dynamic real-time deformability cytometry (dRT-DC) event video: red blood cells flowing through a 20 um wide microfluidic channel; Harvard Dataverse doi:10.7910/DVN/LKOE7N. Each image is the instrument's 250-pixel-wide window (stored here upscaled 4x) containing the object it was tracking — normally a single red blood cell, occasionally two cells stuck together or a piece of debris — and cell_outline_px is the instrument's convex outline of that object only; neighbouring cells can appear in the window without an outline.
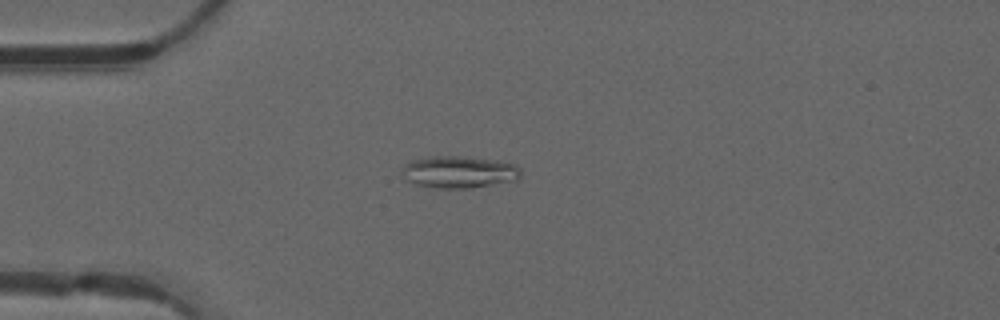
{"species": "common noctule bat (a hibernating species)", "species_latin": "Nyctalus noctula", "temperature_condition": "warm", "stored_images_in_passage": 48, "camera_frame_rate_fps": 3000, "um_per_image_px": 0.085, "animal": {"sex": "male", "forearm_length_mm": 52.5}, "frame": {"image": 1, "passage_image": 12, "time_ms": 3.667, "image_size_px": [1000, 320], "cell_outline_px": [[520, 176], [516, 180], [468, 188], [436, 188], [416, 184], [404, 180], [400, 172], [404, 164], [416, 160], [432, 156], [460, 156], [492, 160], [516, 164], [520, 168]], "centroid_in_image_um": [38.97, 14.62], "position_along_channel_um": 46.0, "area_um2": 22.02}}
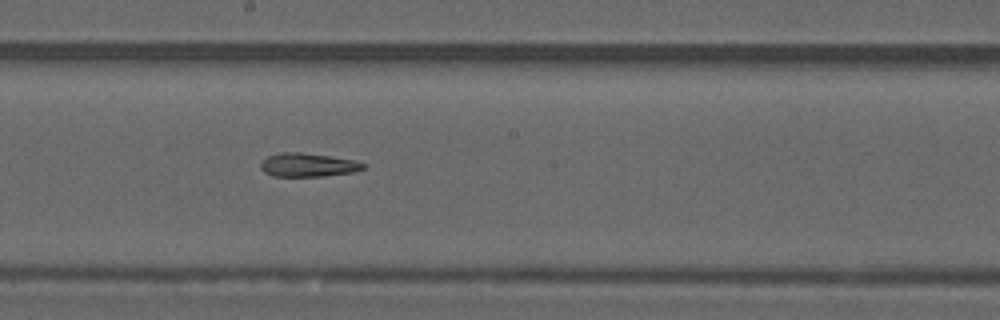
{"frame": {"image": 2, "passage_image": 26, "time_ms": 8.333, "image_size_px": [1000, 320], "cell_outline_px": [[364, 168], [352, 172], [324, 176], [272, 176], [264, 172], [260, 168], [260, 164], [268, 156], [280, 152], [300, 152], [332, 156], [352, 160], [364, 164]], "centroid_in_image_um": [26.13, 14.01], "position_along_channel_um": 222.1, "area_um2": 13.99}}
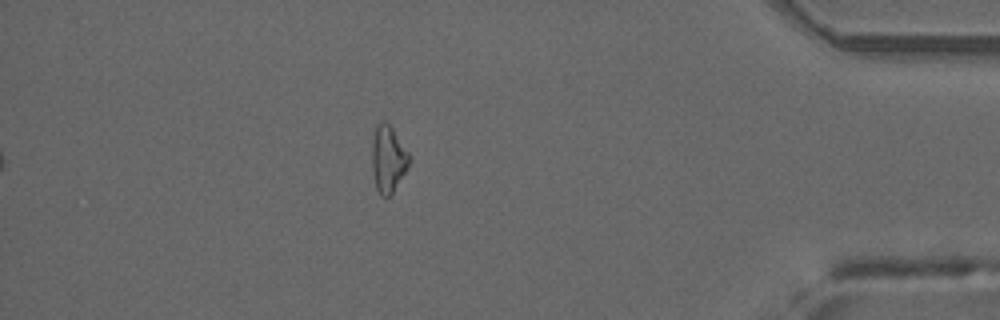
{"frame": {"image": 3, "passage_image": 42, "time_ms": 13.667, "image_size_px": [1000, 320], "cell_outline_px": [[408, 168], [392, 192], [388, 196], [380, 196], [376, 188], [372, 168], [372, 144], [376, 124], [380, 120], [384, 120], [392, 128], [408, 152]], "centroid_in_image_um": [32.96, 13.49], "position_along_channel_um": 402.2, "area_um2": 14.22}}